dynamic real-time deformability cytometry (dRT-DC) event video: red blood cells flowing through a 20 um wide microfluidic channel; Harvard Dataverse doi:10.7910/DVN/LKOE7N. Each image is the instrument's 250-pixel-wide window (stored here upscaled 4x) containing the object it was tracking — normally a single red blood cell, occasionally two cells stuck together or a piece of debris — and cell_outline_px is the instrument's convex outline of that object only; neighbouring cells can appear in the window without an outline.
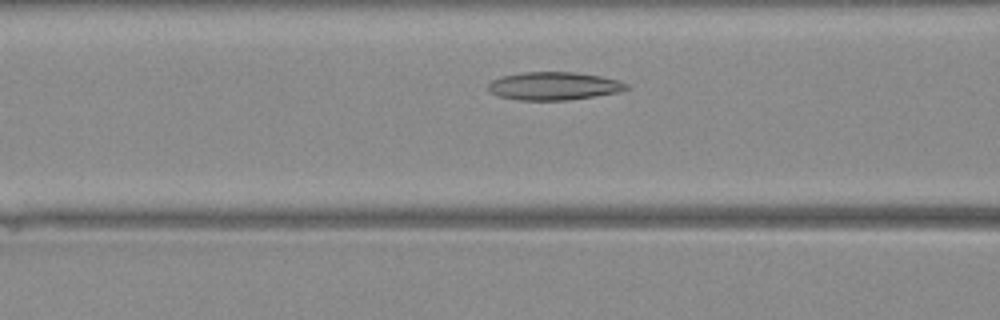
{"species": "Egyptian fruit bat (a non-hibernating species)", "species_latin": "Rousettus aegyptiacus", "temperature_condition": "warm", "stored_images_in_passage": 34, "camera_frame_rate_fps": 3000, "um_per_image_px": 0.085, "animal": {"sex": "female"}, "frame": {"image": 1, "passage_image": 9, "time_ms": 2.667, "image_size_px": [1000, 320], "cell_outline_px": [[632, 88], [620, 92], [596, 96], [568, 100], [516, 100], [496, 96], [488, 92], [488, 84], [492, 80], [500, 76], [524, 72], [572, 72], [600, 76], [616, 80], [628, 84]], "centroid_in_image_um": [47.05, 7.32], "position_along_channel_um": 119.5, "area_um2": 22.83}}
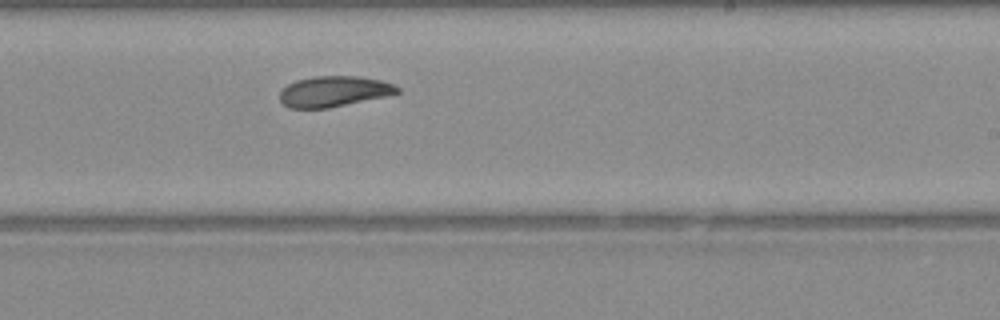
{"frame": {"image": 2, "passage_image": 18, "time_ms": 5.667, "image_size_px": [1000, 320], "cell_outline_px": [[400, 92], [392, 96], [328, 108], [288, 108], [280, 100], [280, 92], [288, 84], [296, 80], [316, 76], [356, 76], [380, 80], [392, 84], [400, 88]], "centroid_in_image_um": [28.42, 7.78], "position_along_channel_um": 260.6, "area_um2": 21.15}}
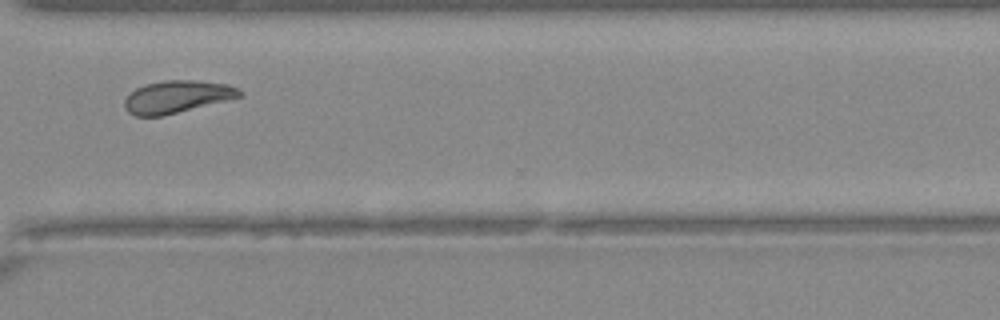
{"frame": {"image": 3, "passage_image": 24, "time_ms": 7.667, "image_size_px": [1000, 320], "cell_outline_px": [[244, 96], [160, 116], [136, 116], [128, 112], [124, 108], [124, 100], [136, 88], [144, 84], [164, 80], [196, 80], [228, 84], [244, 92]], "centroid_in_image_um": [15.05, 8.21], "position_along_channel_um": 355.6, "area_um2": 21.62}}